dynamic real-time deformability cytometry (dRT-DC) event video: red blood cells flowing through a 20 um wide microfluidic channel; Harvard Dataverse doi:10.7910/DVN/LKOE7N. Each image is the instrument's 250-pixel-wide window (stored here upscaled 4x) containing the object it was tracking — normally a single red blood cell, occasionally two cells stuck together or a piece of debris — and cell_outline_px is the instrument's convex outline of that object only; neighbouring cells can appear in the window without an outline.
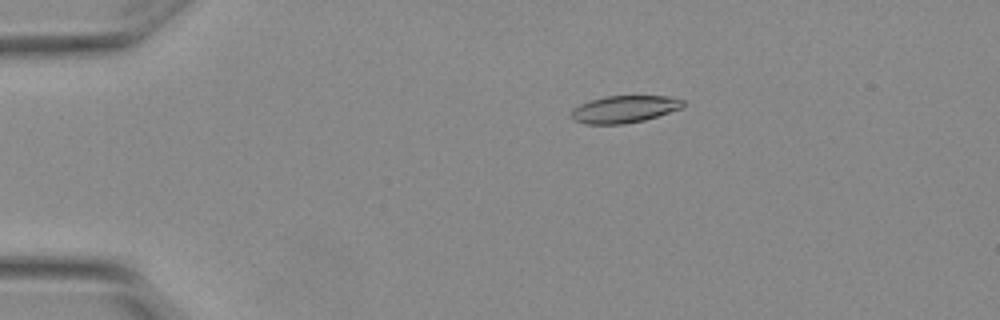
{"species": "Egyptian fruit bat (a non-hibernating species)", "species_latin": "Rousettus aegyptiacus", "temperature_condition": "warm", "stored_images_in_passage": 4, "camera_frame_rate_fps": 3000, "um_per_image_px": 0.085, "animal": {"sex": "female"}, "frame": {"image": 1, "passage_image": 2, "time_ms": 0.333, "image_size_px": [1000, 320], "cell_outline_px": [[684, 104], [680, 108], [644, 120], [624, 124], [584, 124], [576, 120], [572, 116], [572, 108], [588, 100], [604, 96], [668, 96], [684, 100]], "centroid_in_image_um": [53.03, 9.27], "position_along_channel_um": 32.0, "area_um2": 17.57}}
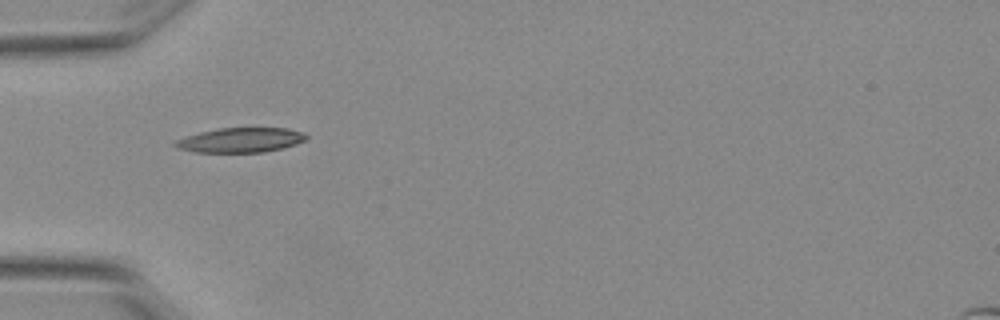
{"frame": {"image": 2, "passage_image": 4, "time_ms": 1.0, "image_size_px": [1000, 320], "cell_outline_px": [[308, 140], [284, 148], [264, 152], [192, 152], [176, 148], [172, 144], [176, 140], [184, 136], [200, 132], [220, 128], [288, 128], [304, 132], [308, 136]], "centroid_in_image_um": [20.46, 11.91], "position_along_channel_um": 64.5, "area_um2": 19.13}}